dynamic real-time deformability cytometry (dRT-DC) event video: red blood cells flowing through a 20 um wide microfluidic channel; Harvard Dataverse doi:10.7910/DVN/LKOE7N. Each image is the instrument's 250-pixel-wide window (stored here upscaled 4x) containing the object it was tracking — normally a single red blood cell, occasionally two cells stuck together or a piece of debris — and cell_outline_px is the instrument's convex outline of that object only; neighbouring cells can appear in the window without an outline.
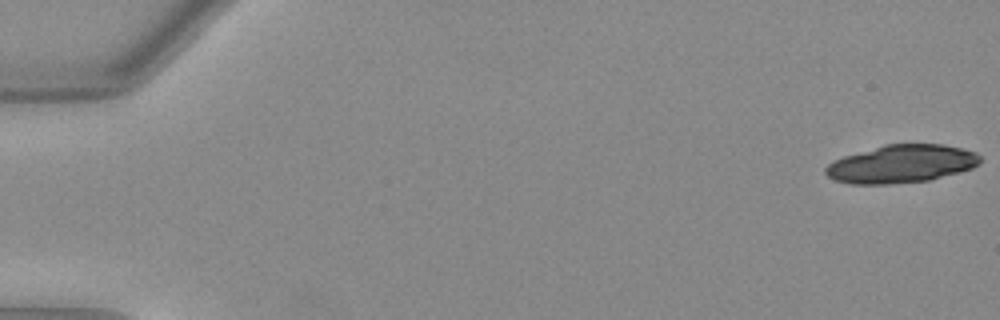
{"species": "Egyptian fruit bat (a non-hibernating species)", "species_latin": "Rousettus aegyptiacus", "temperature_condition": "warm", "stored_images_in_passage": 29, "camera_frame_rate_fps": 3000, "um_per_image_px": 0.085, "animal": {"sex": "female"}, "frame": {"image": 1, "passage_image": 1, "time_ms": 0.0, "image_size_px": [1000, 320], "cell_outline_px": [[980, 160], [972, 168], [960, 172], [928, 180], [888, 184], [852, 184], [836, 180], [828, 176], [824, 172], [824, 168], [828, 164], [844, 156], [884, 144], [940, 144], [960, 148], [976, 152], [980, 156]], "centroid_in_image_um": [76.6, 13.93], "position_along_channel_um": 8.4, "area_um2": 33.93}}
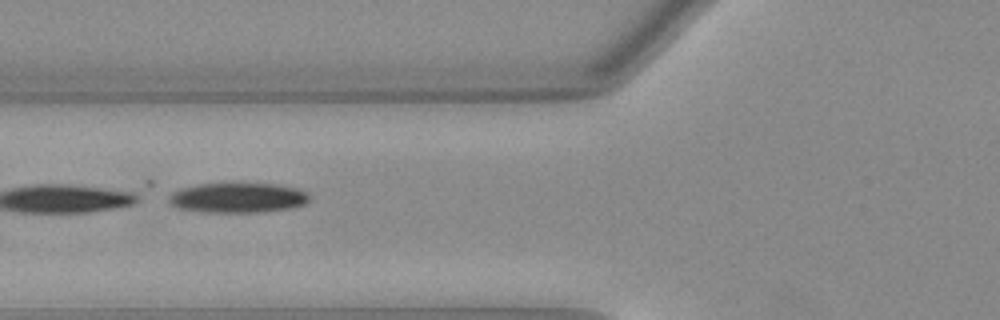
{"frame": {"image": 2, "passage_image": 21, "time_ms": 6.667, "image_size_px": [1000, 320], "cell_outline_px": [[308, 200], [304, 204], [288, 208], [256, 212], [204, 212], [180, 208], [172, 204], [168, 200], [172, 192], [184, 188], [200, 184], [232, 180], [272, 184], [296, 188], [304, 192], [308, 196]], "centroid_in_image_um": [20.18, 16.76], "position_along_channel_um": 105.6, "area_um2": 24.85}}